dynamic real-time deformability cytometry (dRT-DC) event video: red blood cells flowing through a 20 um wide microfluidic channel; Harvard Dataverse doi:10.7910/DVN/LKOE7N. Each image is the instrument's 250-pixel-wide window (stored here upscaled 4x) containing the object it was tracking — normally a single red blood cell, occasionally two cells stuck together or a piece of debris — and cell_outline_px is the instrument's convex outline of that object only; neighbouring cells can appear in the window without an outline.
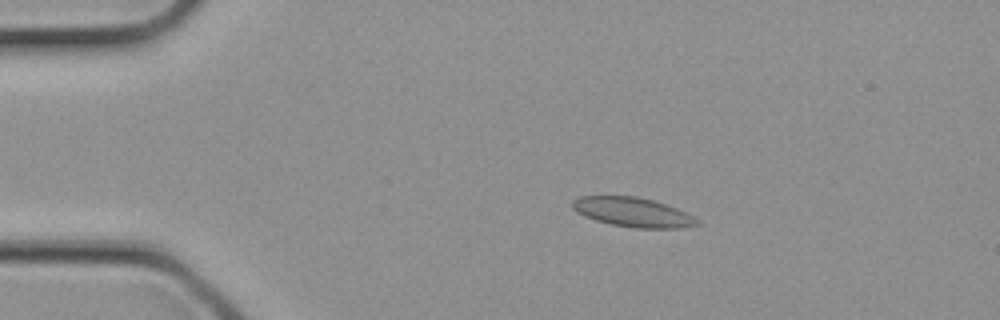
{"species": "common noctule bat (a hibernating species)", "species_latin": "Nyctalus noctula", "temperature_condition": "cold", "stored_images_in_passage": 4, "camera_frame_rate_fps": 3000, "um_per_image_px": 0.085, "animal": {"sex": "female", "body_mass_g": 21.9}, "frame": {"image": 1, "passage_image": 2, "time_ms": 0.333, "image_size_px": [1000, 320], "cell_outline_px": [[700, 224], [680, 228], [636, 228], [612, 224], [596, 220], [584, 216], [576, 212], [572, 208], [572, 200], [580, 196], [636, 196], [652, 200], [676, 208], [700, 220]], "centroid_in_image_um": [53.76, 18.03], "position_along_channel_um": 31.2, "area_um2": 21.21}}